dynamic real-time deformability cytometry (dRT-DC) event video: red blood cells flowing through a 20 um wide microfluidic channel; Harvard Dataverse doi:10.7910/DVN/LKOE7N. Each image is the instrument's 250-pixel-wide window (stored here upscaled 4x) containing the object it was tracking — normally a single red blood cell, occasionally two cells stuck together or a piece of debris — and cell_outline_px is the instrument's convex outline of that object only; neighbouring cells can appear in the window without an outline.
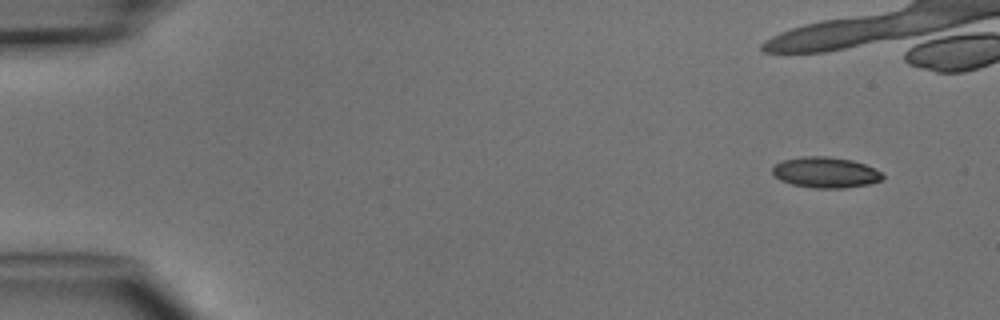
{"species": "common noctule bat (a hibernating species)", "species_latin": "Nyctalus noctula", "temperature_condition": "cold", "stored_images_in_passage": 6, "camera_frame_rate_fps": 3000, "um_per_image_px": 0.085, "animal": {"sex": "male", "body_mass_g": 15.6}, "frame": {"image": 1, "passage_image": 2, "time_ms": 1.0, "image_size_px": [1000, 320], "cell_outline_px": [[884, 176], [880, 180], [868, 184], [844, 188], [816, 188], [792, 184], [780, 180], [772, 172], [772, 168], [776, 164], [784, 160], [804, 156], [828, 156], [852, 160], [864, 164], [880, 172]], "centroid_in_image_um": [70.16, 14.65], "position_along_channel_um": 14.8, "area_um2": 19.48}}